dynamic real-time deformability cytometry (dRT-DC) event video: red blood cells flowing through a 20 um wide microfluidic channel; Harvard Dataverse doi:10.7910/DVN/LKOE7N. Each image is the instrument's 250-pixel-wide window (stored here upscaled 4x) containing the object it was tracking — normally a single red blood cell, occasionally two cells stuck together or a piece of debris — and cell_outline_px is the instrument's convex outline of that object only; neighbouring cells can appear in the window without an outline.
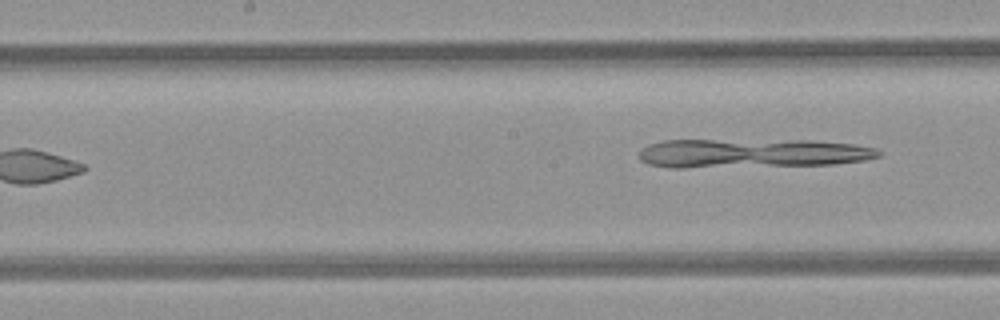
{"species": "common noctule bat (a hibernating species)", "species_latin": "Nyctalus noctula", "temperature_condition": "room temperature", "stored_images_in_passage": 9, "segment_of_instrument_passage": [2, 2], "camera_frame_rate_fps": 3000, "um_per_image_px": 0.085, "animal": {"sex": "female", "body_mass_g": 21.9}, "frame": {"image": 1, "passage_image": 9, "time_ms": 9.333, "image_size_px": [1000, 320], "cell_outline_px": [[880, 156], [864, 160], [832, 164], [684, 168], [668, 168], [648, 164], [640, 160], [640, 148], [648, 144], [664, 140], [808, 140], [852, 144], [876, 148], [880, 152]], "centroid_in_image_um": [63.85, 13.02], "position_along_channel_um": 184.4, "area_um2": 40.69}}